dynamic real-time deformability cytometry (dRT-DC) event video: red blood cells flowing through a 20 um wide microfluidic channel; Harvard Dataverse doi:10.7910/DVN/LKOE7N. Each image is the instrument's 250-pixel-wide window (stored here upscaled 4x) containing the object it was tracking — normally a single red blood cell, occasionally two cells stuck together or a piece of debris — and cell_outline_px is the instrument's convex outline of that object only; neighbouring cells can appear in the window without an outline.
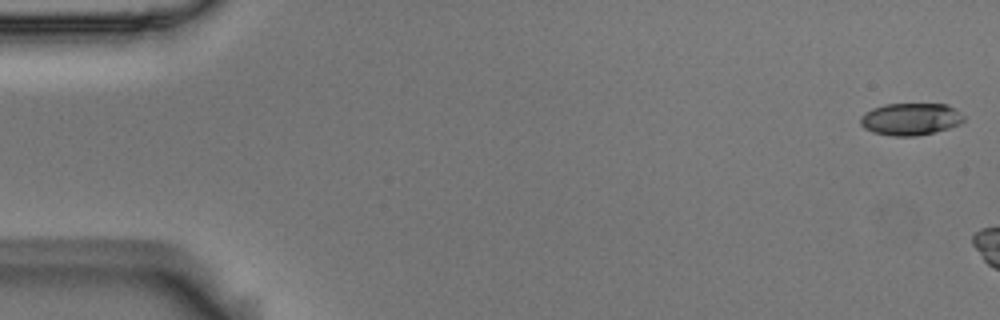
{"species": "Egyptian fruit bat (a non-hibernating species)", "species_latin": "Rousettus aegyptiacus", "temperature_condition": "room temperature", "stored_images_in_passage": 6, "camera_frame_rate_fps": 3000, "um_per_image_px": 0.085, "animal": {"sex": "male"}, "frame": {"image": 1, "passage_image": 1, "time_ms": 0.0, "image_size_px": [1000, 320], "cell_outline_px": [[964, 120], [960, 124], [948, 128], [916, 136], [892, 136], [872, 132], [864, 128], [860, 124], [860, 116], [864, 112], [872, 108], [884, 104], [948, 104], [956, 108], [964, 116]], "centroid_in_image_um": [77.38, 10.11], "position_along_channel_um": 7.6, "area_um2": 19.54}}